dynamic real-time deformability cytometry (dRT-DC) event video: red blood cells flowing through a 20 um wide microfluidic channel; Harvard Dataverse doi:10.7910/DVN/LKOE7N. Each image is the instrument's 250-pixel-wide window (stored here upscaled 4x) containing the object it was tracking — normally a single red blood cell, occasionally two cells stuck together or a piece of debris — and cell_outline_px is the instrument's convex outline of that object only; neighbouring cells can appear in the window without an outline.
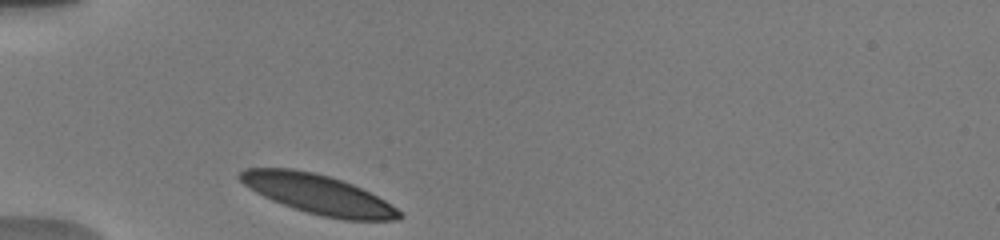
{"species": "human", "species_latin": "Homo sapiens", "temperature_condition": "warm", "stored_images_in_passage": 9, "camera_frame_rate_fps": 3000, "um_per_image_px": 0.085, "donor": {"sex": "male"}, "frame": {"image": 1, "passage_image": 1, "time_ms": 0.0, "image_size_px": [1000, 240], "cell_outline_px": [[404, 216], [400, 220], [344, 220], [324, 216], [308, 212], [272, 200], [256, 192], [244, 184], [236, 176], [244, 168], [292, 168], [312, 172], [328, 176], [352, 184], [384, 200], [396, 208]], "centroid_in_image_um": [27.03, 16.51], "position_along_channel_um": 58.0, "area_um2": 36.07}}
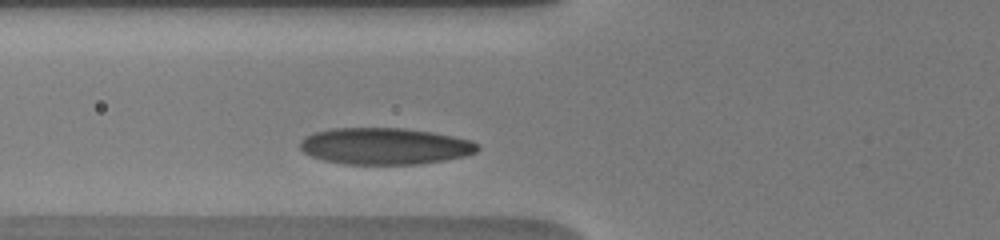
{"frame": {"image": 2, "passage_image": 4, "time_ms": 1.333, "image_size_px": [1000, 240], "cell_outline_px": [[480, 148], [476, 152], [464, 156], [444, 160], [420, 164], [344, 164], [324, 160], [312, 156], [304, 152], [300, 148], [300, 140], [304, 136], [312, 132], [332, 128], [404, 128], [432, 132], [472, 140], [480, 144]], "centroid_in_image_um": [32.71, 12.41], "position_along_channel_um": 93.1, "area_um2": 38.09}}
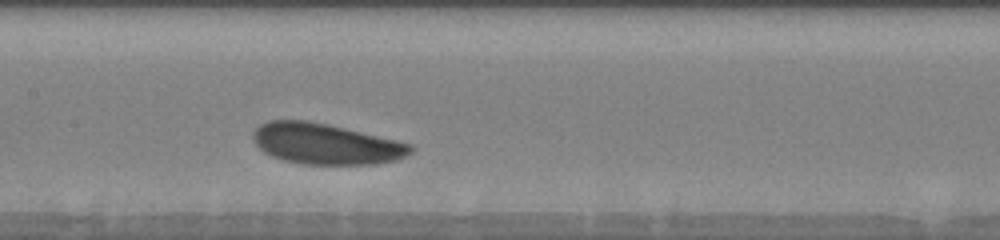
{"frame": {"image": 3, "passage_image": 9, "time_ms": 3.667, "image_size_px": [1000, 240], "cell_outline_px": [[412, 152], [396, 160], [376, 164], [300, 164], [284, 160], [272, 156], [264, 152], [256, 144], [252, 136], [252, 132], [260, 124], [268, 120], [308, 120], [328, 124], [396, 140], [412, 144]], "centroid_in_image_um": [27.66, 12.22], "position_along_channel_um": 179.7, "area_um2": 37.4}}